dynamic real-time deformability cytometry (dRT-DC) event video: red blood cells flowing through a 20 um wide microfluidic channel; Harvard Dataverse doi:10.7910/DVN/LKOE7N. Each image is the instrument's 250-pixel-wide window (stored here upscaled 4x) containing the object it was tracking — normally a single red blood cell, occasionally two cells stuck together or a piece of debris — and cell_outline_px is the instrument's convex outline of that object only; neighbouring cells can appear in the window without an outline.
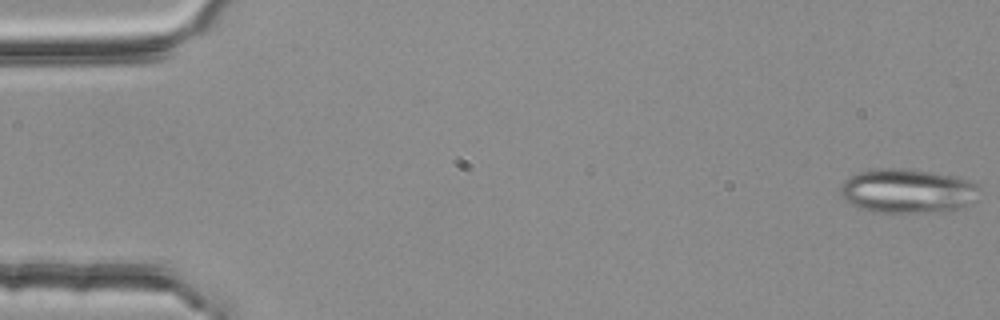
{"species": "common noctule bat (a hibernating species)", "species_latin": "Nyctalus noctula", "temperature_condition": "room temperature", "stored_images_in_passage": 4, "camera_frame_rate_fps": 3000, "um_per_image_px": 0.085, "animal": {"sex": "female", "body_mass_g": 25.1}, "frame": {"image": 1, "passage_image": 1, "time_ms": 0.0, "image_size_px": [1000, 320], "cell_outline_px": [[980, 188], [972, 204], [960, 208], [904, 216], [872, 212], [860, 208], [844, 200], [840, 196], [840, 184], [844, 180], [860, 172], [876, 168], [900, 168], [928, 172], [952, 176], [968, 180], [976, 184]], "centroid_in_image_um": [77.09, 16.28], "position_along_channel_um": 7.9, "area_um2": 36.53}}